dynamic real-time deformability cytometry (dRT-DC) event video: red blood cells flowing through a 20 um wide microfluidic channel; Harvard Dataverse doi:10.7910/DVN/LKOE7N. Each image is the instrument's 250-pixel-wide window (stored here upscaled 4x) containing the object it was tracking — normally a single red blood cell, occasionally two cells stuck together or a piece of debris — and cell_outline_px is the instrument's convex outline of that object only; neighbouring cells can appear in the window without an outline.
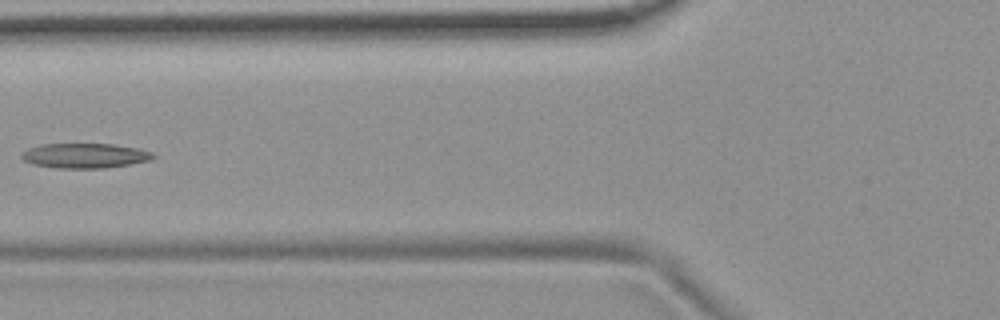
{"species": "common noctule bat (a hibernating species)", "species_latin": "Nyctalus noctula", "temperature_condition": "room temperature", "stored_images_in_passage": 7, "camera_frame_rate_fps": 3000, "um_per_image_px": 0.085, "animal": {"sex": "female", "body_mass_g": 19.9}, "frame": {"image": 1, "passage_image": 6, "time_ms": 6.667, "image_size_px": [1000, 320], "cell_outline_px": [[156, 156], [148, 160], [128, 164], [104, 168], [56, 168], [32, 164], [24, 160], [20, 156], [28, 148], [40, 144], [112, 144], [136, 148], [152, 152]], "centroid_in_image_um": [7.17, 13.23], "position_along_channel_um": 118.6, "area_um2": 18.84}}
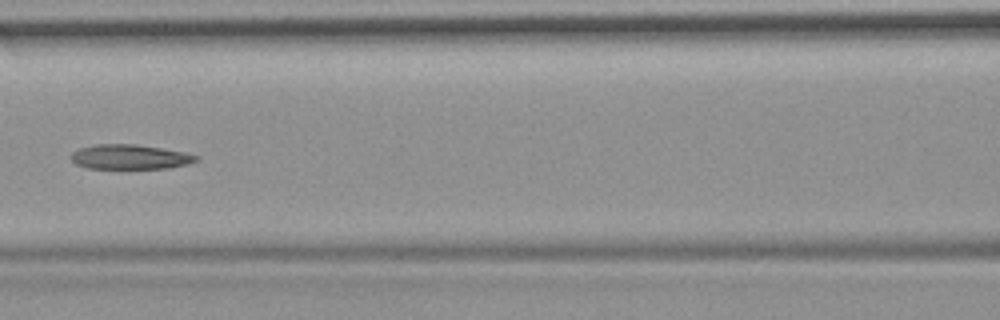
{"frame": {"image": 2, "passage_image": 7, "time_ms": 7.667, "image_size_px": [1000, 320], "cell_outline_px": [[200, 160], [188, 164], [168, 168], [88, 168], [76, 164], [68, 156], [72, 152], [80, 148], [96, 144], [136, 144], [188, 152], [200, 156]], "centroid_in_image_um": [11.09, 13.33], "position_along_channel_um": 155.5, "area_um2": 18.21}}